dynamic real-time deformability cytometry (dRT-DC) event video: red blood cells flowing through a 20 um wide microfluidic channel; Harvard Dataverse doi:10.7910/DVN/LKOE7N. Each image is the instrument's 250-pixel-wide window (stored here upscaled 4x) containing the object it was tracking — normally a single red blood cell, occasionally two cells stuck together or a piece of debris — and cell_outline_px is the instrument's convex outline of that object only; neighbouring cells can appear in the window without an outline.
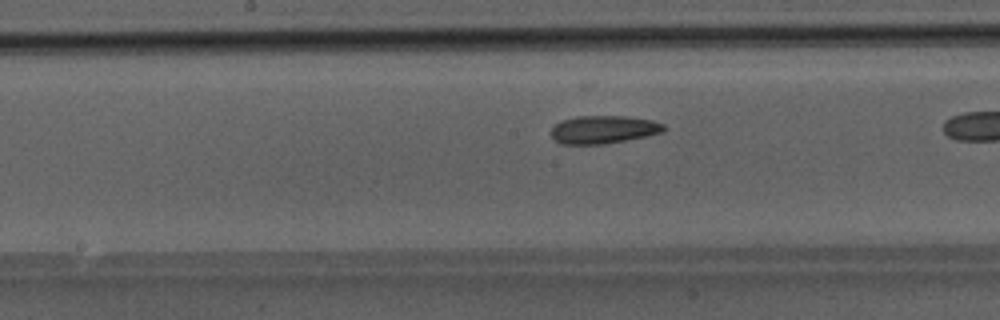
{"species": "Egyptian fruit bat (a non-hibernating species)", "species_latin": "Rousettus aegyptiacus", "temperature_condition": "room temperature", "stored_images_in_passage": 24, "camera_frame_rate_fps": 3000, "um_per_image_px": 0.085, "animal": {"sex": "male"}, "frame": {"image": 1, "passage_image": 11, "time_ms": 3.333, "image_size_px": [1000, 320], "cell_outline_px": [[668, 128], [664, 132], [604, 144], [560, 144], [552, 136], [552, 128], [556, 124], [564, 120], [576, 116], [628, 116], [652, 120], [664, 124]], "centroid_in_image_um": [51.33, 11.0], "position_along_channel_um": 196.9, "area_um2": 18.26}}
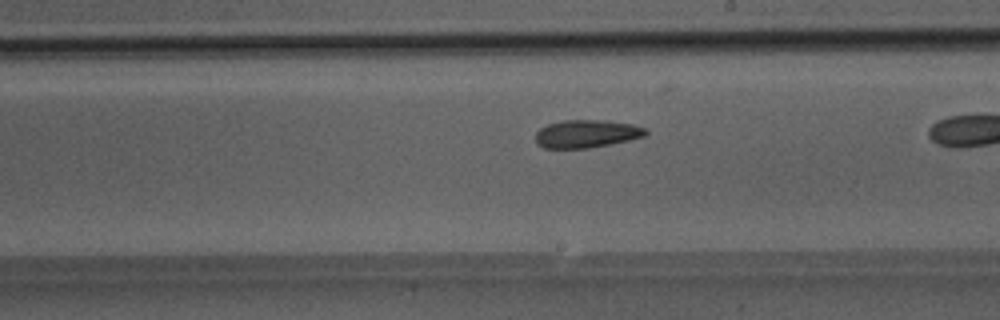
{"frame": {"image": 2, "passage_image": 14, "time_ms": 4.333, "image_size_px": [1000, 320], "cell_outline_px": [[648, 132], [644, 136], [628, 140], [588, 148], [544, 148], [536, 144], [536, 132], [540, 128], [548, 124], [564, 120], [604, 120], [632, 124], [648, 128]], "centroid_in_image_um": [49.85, 11.36], "position_along_channel_um": 239.1, "area_um2": 17.86}}